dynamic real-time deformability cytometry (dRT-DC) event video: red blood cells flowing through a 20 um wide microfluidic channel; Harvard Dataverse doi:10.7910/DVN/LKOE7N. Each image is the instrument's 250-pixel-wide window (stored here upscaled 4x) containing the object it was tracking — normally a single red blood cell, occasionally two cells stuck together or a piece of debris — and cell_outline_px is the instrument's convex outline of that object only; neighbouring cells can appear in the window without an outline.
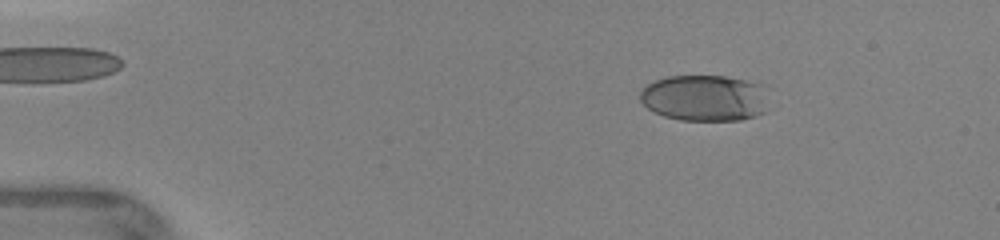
{"species": "human", "species_latin": "Homo sapiens", "temperature_condition": "warm", "stored_images_in_passage": 15, "camera_frame_rate_fps": 3000, "um_per_image_px": 0.085, "donor": {"sex": "female"}, "frame": {"image": 1, "passage_image": 5, "time_ms": 2.0, "image_size_px": [1000, 240], "cell_outline_px": [[764, 112], [756, 116], [740, 120], [680, 120], [664, 116], [648, 108], [640, 100], [640, 92], [648, 84], [656, 80], [668, 76], [724, 76], [760, 80], [764, 84]], "centroid_in_image_um": [59.93, 8.31], "position_along_channel_um": 25.1, "area_um2": 34.85}}